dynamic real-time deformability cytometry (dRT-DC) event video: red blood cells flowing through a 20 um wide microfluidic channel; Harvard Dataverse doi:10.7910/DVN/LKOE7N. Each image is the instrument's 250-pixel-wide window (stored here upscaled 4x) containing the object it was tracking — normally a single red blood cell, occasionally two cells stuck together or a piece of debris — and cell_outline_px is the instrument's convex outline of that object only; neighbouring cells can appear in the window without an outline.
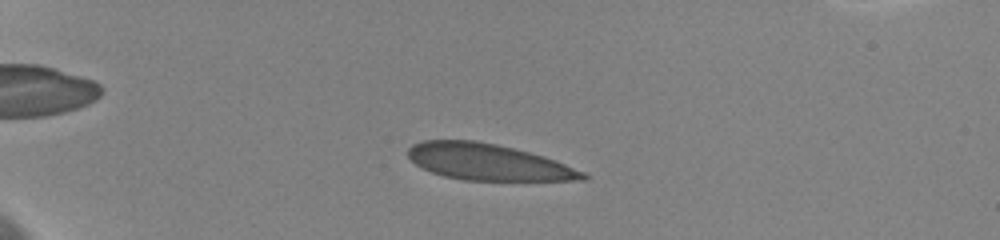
{"species": "human", "species_latin": "Homo sapiens", "temperature_condition": "cold", "stored_images_in_passage": 38, "camera_frame_rate_fps": 3000, "um_per_image_px": 0.085, "donor": {"sex": "female"}, "frame": {"image": 1, "passage_image": 6, "time_ms": 2.333, "image_size_px": [1000, 240], "cell_outline_px": [[588, 176], [584, 180], [464, 180], [444, 176], [432, 172], [416, 164], [408, 156], [408, 148], [412, 144], [424, 140], [476, 140], [496, 144], [544, 156], [556, 160], [588, 172]], "centroid_in_image_um": [41.52, 13.77], "position_along_channel_um": 43.5, "area_um2": 36.93}}
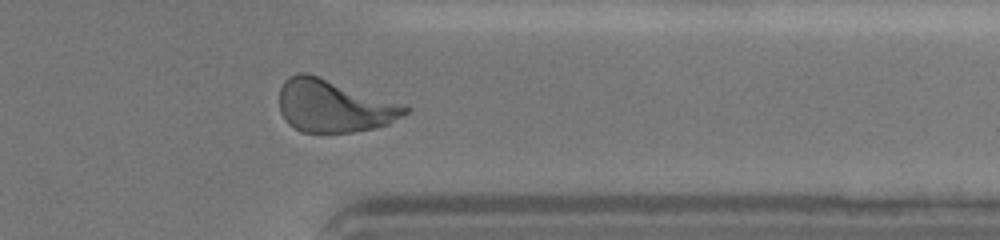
{"frame": {"image": 2, "passage_image": 31, "time_ms": 13.333, "image_size_px": [1000, 240], "cell_outline_px": [[412, 108], [408, 112], [388, 124], [376, 128], [352, 132], [304, 132], [288, 124], [284, 120], [280, 112], [280, 88], [284, 80], [300, 72], [308, 72]], "centroid_in_image_um": [28.34, 9.01], "position_along_channel_um": 383.1, "area_um2": 38.15}}
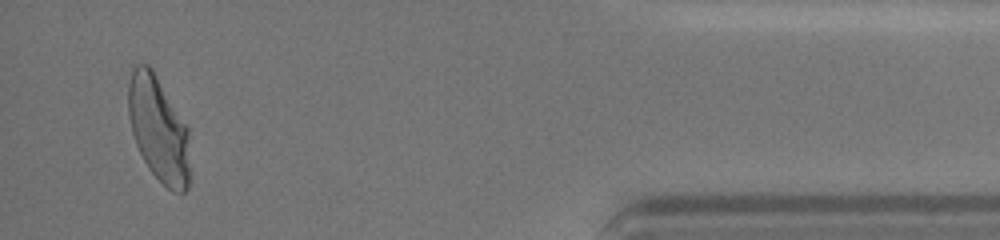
{"frame": {"image": 3, "passage_image": 37, "time_ms": 15.667, "image_size_px": [1000, 240], "cell_outline_px": [[188, 188], [184, 192], [172, 192], [148, 168], [136, 144], [132, 132], [128, 116], [128, 84], [132, 68], [136, 64], [148, 64], [152, 68], [188, 128]], "centroid_in_image_um": [13.44, 10.94], "position_along_channel_um": 421.8, "area_um2": 37.4}, "authors_computed_cell_mechanics": {"area_um2": 38.0902, "velocity_mm_per_s": 3.615, "shape_relaxation_time_tau1_ms": 4.299, "shape_relaxation_time_tau2_ms": null, "deformation_change_tau1": 0.1687, "deformation_change_tau2": null}}